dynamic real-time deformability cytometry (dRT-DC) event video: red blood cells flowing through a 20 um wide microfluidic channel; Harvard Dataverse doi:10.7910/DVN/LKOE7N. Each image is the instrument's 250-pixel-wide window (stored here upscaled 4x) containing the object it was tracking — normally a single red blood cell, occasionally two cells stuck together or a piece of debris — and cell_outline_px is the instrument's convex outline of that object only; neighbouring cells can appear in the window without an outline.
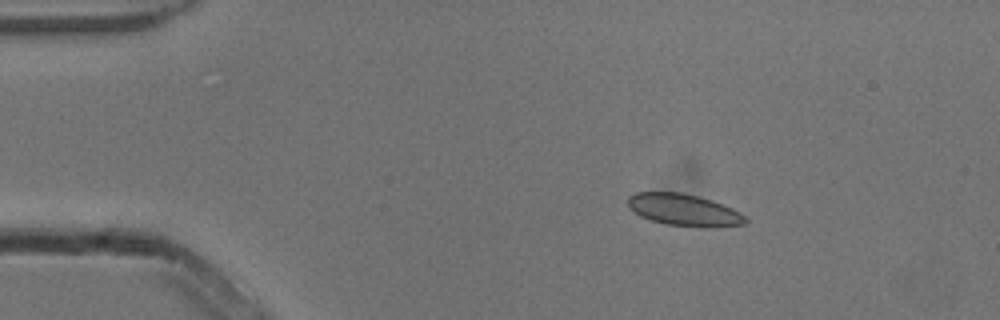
{"species": "common noctule bat (a hibernating species)", "species_latin": "Nyctalus noctula", "temperature_condition": "cold", "stored_images_in_passage": 3, "camera_frame_rate_fps": 3000, "um_per_image_px": 0.085, "animal": {"sex": "male", "body_mass_g": 13.3}, "frame": {"image": 1, "passage_image": 1, "time_ms": 0.0, "image_size_px": [1000, 320], "cell_outline_px": [[748, 220], [744, 224], [712, 228], [700, 228], [664, 224], [640, 216], [628, 204], [628, 196], [636, 192], [680, 192], [700, 196], [712, 200], [732, 208], [748, 216]], "centroid_in_image_um": [58.2, 17.86], "position_along_channel_um": 26.8, "area_um2": 22.14}}
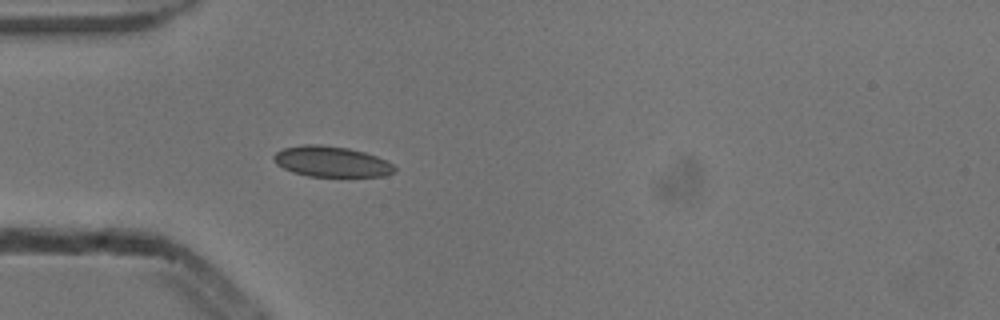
{"frame": {"image": 2, "passage_image": 3, "time_ms": 0.667, "image_size_px": [1000, 320], "cell_outline_px": [[396, 172], [384, 176], [308, 176], [292, 172], [276, 164], [272, 156], [276, 152], [284, 148], [304, 144], [320, 144], [348, 148], [364, 152], [376, 156], [392, 164], [396, 168]], "centroid_in_image_um": [28.16, 13.73], "position_along_channel_um": 56.8, "area_um2": 21.5}}